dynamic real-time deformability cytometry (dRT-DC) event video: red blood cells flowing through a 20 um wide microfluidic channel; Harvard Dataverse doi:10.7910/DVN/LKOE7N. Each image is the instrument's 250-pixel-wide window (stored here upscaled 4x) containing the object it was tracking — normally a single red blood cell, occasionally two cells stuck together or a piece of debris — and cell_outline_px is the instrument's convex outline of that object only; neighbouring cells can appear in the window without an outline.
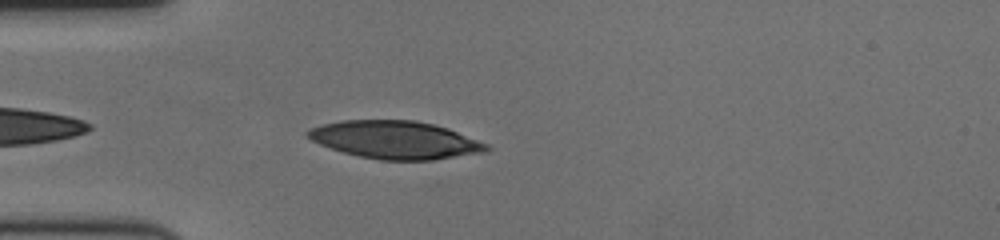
{"species": "human", "species_latin": "Homo sapiens", "temperature_condition": "cold", "stored_images_in_passage": 40, "camera_frame_rate_fps": 3000, "um_per_image_px": 0.085, "donor": {"sex": "female"}, "frame": {"image": 1, "passage_image": 3, "time_ms": 0.667, "image_size_px": [1000, 240], "cell_outline_px": [[492, 148], [488, 152], [432, 160], [380, 160], [360, 156], [344, 152], [320, 144], [312, 140], [304, 132], [308, 128], [320, 124], [344, 120], [416, 120], [448, 128], [488, 144]], "centroid_in_image_um": [33.62, 11.88], "position_along_channel_um": 51.4, "area_um2": 39.48}}
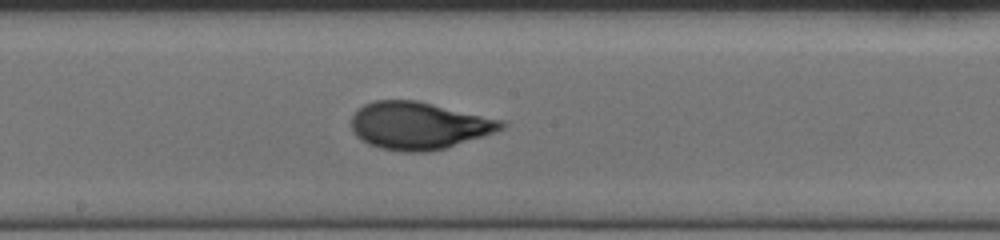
{"frame": {"image": 2, "passage_image": 18, "time_ms": 5.667, "image_size_px": [1000, 240], "cell_outline_px": [[508, 124], [504, 128], [484, 136], [444, 148], [424, 152], [400, 152], [380, 148], [368, 144], [360, 140], [352, 132], [352, 116], [364, 104], [372, 100], [416, 100], [504, 120]], "centroid_in_image_um": [35.59, 10.68], "position_along_channel_um": 212.6, "area_um2": 41.5}}
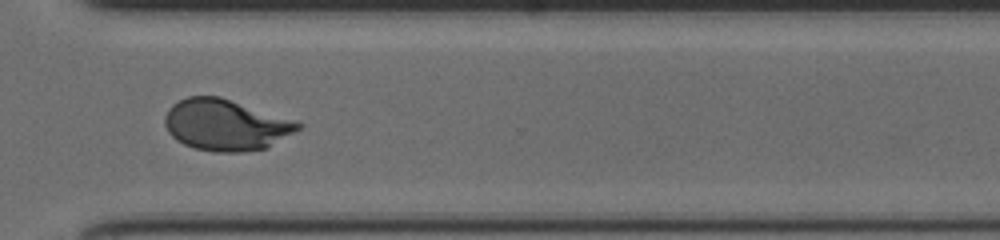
{"frame": {"image": 3, "passage_image": 30, "time_ms": 9.667, "image_size_px": [1000, 240], "cell_outline_px": [[304, 124], [300, 128], [268, 148], [244, 152], [216, 152], [196, 148], [184, 144], [176, 140], [168, 132], [164, 124], [164, 116], [168, 108], [172, 104], [188, 96], [220, 96], [296, 120]], "centroid_in_image_um": [19.19, 10.61], "position_along_channel_um": 351.4, "area_um2": 40.0}, "authors_computed_cell_mechanics": {"area_um2": 40.2577, "velocity_mm_per_s": 3.4555, "shape_relaxation_time_tau1_ms": 5.0359, "shape_relaxation_time_tau2_ms": 0.8878, "deformation_change_tau1": 0.2242, "deformation_change_tau2": 0.0659}}